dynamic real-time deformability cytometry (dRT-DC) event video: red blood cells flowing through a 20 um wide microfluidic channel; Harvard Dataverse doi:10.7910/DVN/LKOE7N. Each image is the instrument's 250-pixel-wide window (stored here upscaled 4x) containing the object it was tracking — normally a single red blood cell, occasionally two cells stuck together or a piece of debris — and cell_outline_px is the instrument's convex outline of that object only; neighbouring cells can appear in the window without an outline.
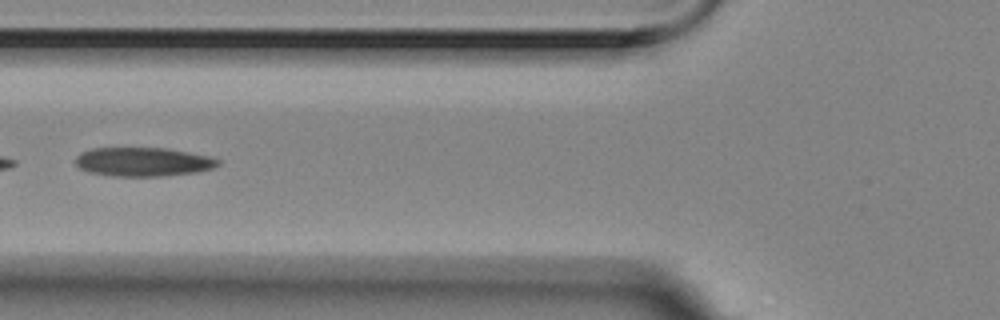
{"species": "Egyptian fruit bat (a non-hibernating species)", "species_latin": "Rousettus aegyptiacus", "temperature_condition": "room temperature", "stored_images_in_passage": 2, "camera_frame_rate_fps": 3000, "um_per_image_px": 0.085, "animal": {"sex": "female"}, "frame": {"image": 1, "passage_image": 2, "time_ms": 0.333, "image_size_px": [1000, 320], "cell_outline_px": [[220, 164], [212, 168], [196, 172], [164, 176], [112, 176], [88, 172], [80, 168], [76, 164], [76, 156], [80, 152], [92, 148], [168, 148], [208, 156], [220, 160]], "centroid_in_image_um": [12.14, 13.75], "position_along_channel_um": 113.7, "area_um2": 24.04}}